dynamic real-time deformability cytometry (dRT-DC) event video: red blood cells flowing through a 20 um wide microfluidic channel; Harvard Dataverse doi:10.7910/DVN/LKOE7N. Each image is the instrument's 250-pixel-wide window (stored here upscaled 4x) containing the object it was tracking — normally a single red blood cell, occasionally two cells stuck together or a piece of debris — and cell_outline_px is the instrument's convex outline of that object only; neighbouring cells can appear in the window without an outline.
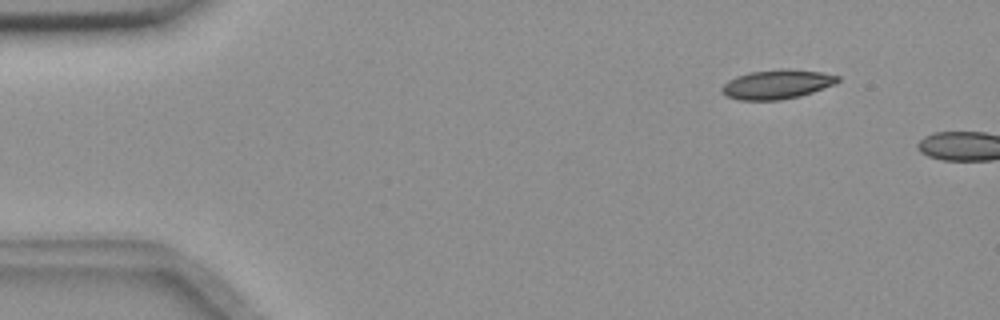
{"species": "common noctule bat (a hibernating species)", "species_latin": "Nyctalus noctula", "temperature_condition": "room temperature", "stored_images_in_passage": 2, "camera_frame_rate_fps": 3000, "um_per_image_px": 0.085, "animal": {"sex": "female", "body_mass_g": 18.4}, "frame": {"image": 1, "passage_image": 1, "time_ms": 0.0, "image_size_px": [1000, 320], "cell_outline_px": [[840, 80], [836, 84], [800, 96], [780, 100], [740, 100], [724, 96], [720, 92], [720, 88], [728, 80], [736, 76], [752, 72], [784, 68], [788, 68], [824, 72], [840, 76]], "centroid_in_image_um": [66.04, 7.16], "position_along_channel_um": 19.0, "area_um2": 20.06}}